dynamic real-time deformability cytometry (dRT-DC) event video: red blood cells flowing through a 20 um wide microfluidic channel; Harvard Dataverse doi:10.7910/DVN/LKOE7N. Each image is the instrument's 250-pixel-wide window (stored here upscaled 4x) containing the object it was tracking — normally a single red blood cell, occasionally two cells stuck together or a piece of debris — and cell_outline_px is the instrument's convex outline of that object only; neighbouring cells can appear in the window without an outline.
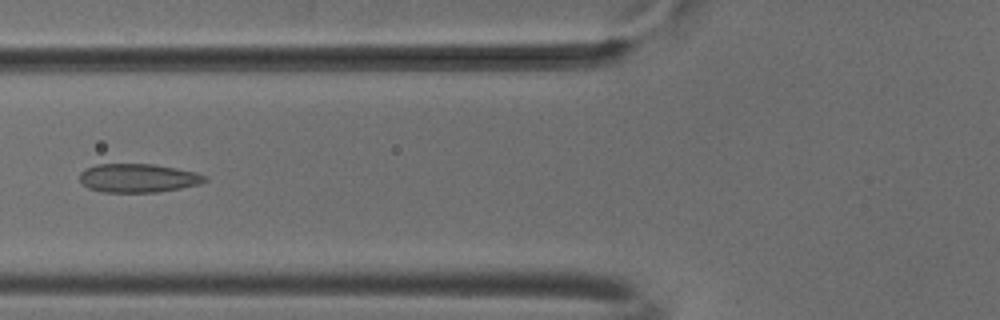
{"species": "common noctule bat (a hibernating species)", "species_latin": "Nyctalus noctula", "temperature_condition": "cold", "stored_images_in_passage": 7, "camera_frame_rate_fps": 3000, "um_per_image_px": 0.085, "animal": {"sex": "male", "body_mass_g": 18.8}, "frame": {"image": 1, "passage_image": 6, "time_ms": 1.667, "image_size_px": [1000, 320], "cell_outline_px": [[208, 180], [200, 184], [180, 188], [156, 192], [100, 192], [88, 188], [80, 180], [80, 172], [84, 168], [96, 164], [152, 164], [176, 168], [196, 172], [208, 176]], "centroid_in_image_um": [11.74, 15.13], "position_along_channel_um": 114.1, "area_um2": 21.04}}
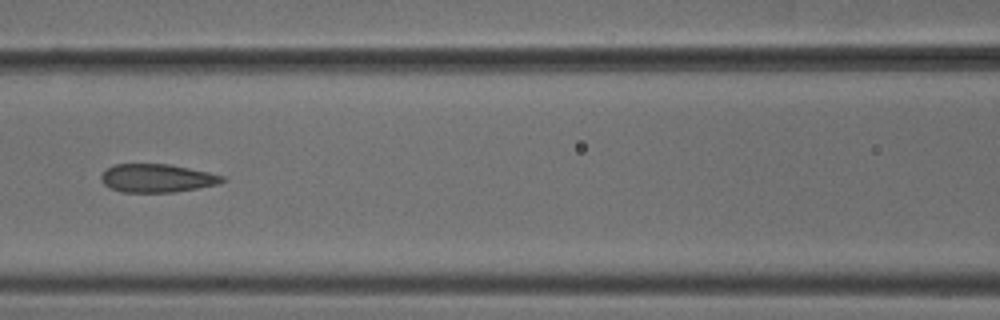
{"frame": {"image": 2, "passage_image": 7, "time_ms": 2.0, "image_size_px": [1000, 320], "cell_outline_px": [[224, 180], [220, 184], [172, 192], [120, 192], [104, 184], [100, 180], [100, 176], [108, 168], [116, 164], [168, 164], [208, 172], [224, 176]], "centroid_in_image_um": [13.33, 15.14], "position_along_channel_um": 153.3, "area_um2": 19.77}}